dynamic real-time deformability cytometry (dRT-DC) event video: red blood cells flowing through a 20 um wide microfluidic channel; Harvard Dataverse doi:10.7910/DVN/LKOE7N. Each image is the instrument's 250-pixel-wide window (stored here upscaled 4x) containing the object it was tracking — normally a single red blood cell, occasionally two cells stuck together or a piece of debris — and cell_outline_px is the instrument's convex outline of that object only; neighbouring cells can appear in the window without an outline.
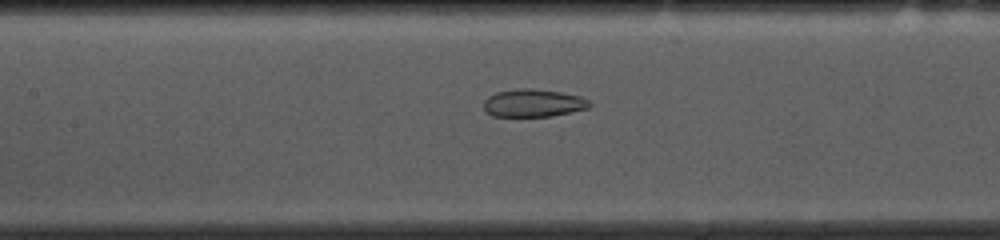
{"species": "common noctule bat (a hibernating species)", "species_latin": "Nyctalus noctula", "temperature_condition": "cold", "stored_images_in_passage": 53, "camera_frame_rate_fps": 3000, "um_per_image_px": 0.085, "animal": {"sex": "female", "body_mass_g": 10.0, "forearm_length_mm": 53.1}, "frame": {"image": 1, "passage_image": 23, "time_ms": 7.333, "image_size_px": [1000, 240], "cell_outline_px": [[592, 104], [588, 108], [552, 116], [492, 116], [484, 108], [484, 100], [488, 96], [496, 92], [516, 88], [532, 88], [560, 92], [580, 96], [588, 100]], "centroid_in_image_um": [45.32, 8.75], "position_along_channel_um": 162.1, "area_um2": 17.11}}
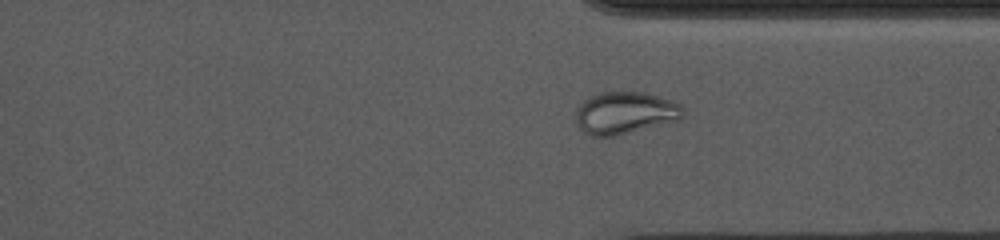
{"frame": {"image": 2, "passage_image": 39, "time_ms": 12.667, "image_size_px": [1000, 240], "cell_outline_px": [[684, 116], [680, 120], [616, 136], [592, 136], [584, 132], [576, 124], [576, 108], [588, 96], [600, 92], [644, 92], [672, 100], [680, 104], [684, 108]], "centroid_in_image_um": [53.14, 9.6], "position_along_channel_um": 358.3, "area_um2": 26.7}}
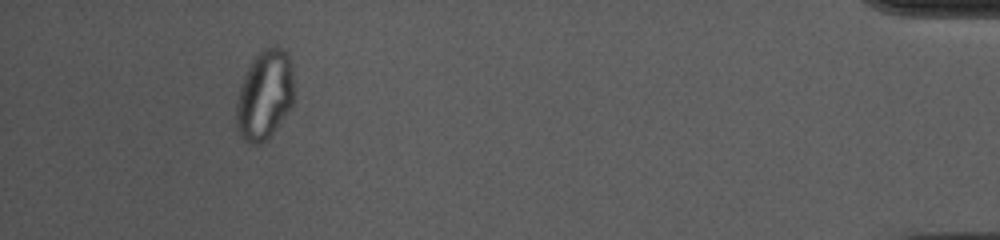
{"frame": {"image": 3, "passage_image": 49, "time_ms": 16.0, "image_size_px": [1000, 240], "cell_outline_px": [[292, 104], [268, 140], [260, 144], [252, 144], [244, 140], [240, 136], [236, 128], [236, 100], [240, 84], [252, 60], [264, 48], [272, 44], [280, 48], [288, 56], [292, 64]], "centroid_in_image_um": [22.46, 8.1], "position_along_channel_um": 412.7, "area_um2": 30.06}, "authors_computed_cell_mechanics": {"area_um2": 23.7558, "velocity_mm_per_s": 3.6948, "shape_relaxation_time_tau1_ms": null, "shape_relaxation_time_tau2_ms": 1.5221, "deformation_change_tau1": null, "deformation_change_tau2": 0.0627}}